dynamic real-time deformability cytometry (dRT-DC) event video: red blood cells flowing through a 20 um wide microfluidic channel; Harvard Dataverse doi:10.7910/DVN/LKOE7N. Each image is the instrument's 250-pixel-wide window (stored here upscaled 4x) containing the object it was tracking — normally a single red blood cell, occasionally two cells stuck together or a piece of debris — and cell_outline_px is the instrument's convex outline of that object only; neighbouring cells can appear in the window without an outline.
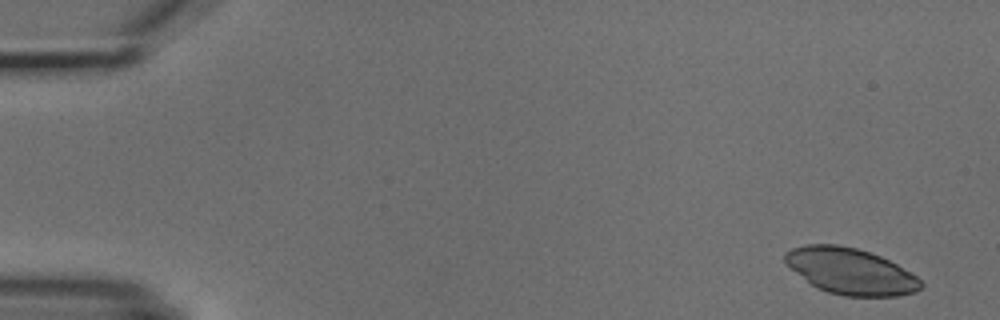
{"species": "common noctule bat (a hibernating species)", "species_latin": "Nyctalus noctula", "temperature_condition": "cold", "stored_images_in_passage": 4, "camera_frame_rate_fps": 3000, "um_per_image_px": 0.085, "animal": {"sex": "male", "body_mass_g": 18.8}, "frame": {"image": 1, "passage_image": 1, "time_ms": 0.0, "image_size_px": [1000, 320], "cell_outline_px": [[924, 284], [916, 292], [896, 296], [844, 296], [828, 292], [816, 288], [796, 272], [784, 260], [784, 252], [792, 248], [808, 244], [836, 244], [856, 248], [880, 256], [896, 264], [916, 276]], "centroid_in_image_um": [72.29, 23.06], "position_along_channel_um": 12.7, "area_um2": 36.24}}